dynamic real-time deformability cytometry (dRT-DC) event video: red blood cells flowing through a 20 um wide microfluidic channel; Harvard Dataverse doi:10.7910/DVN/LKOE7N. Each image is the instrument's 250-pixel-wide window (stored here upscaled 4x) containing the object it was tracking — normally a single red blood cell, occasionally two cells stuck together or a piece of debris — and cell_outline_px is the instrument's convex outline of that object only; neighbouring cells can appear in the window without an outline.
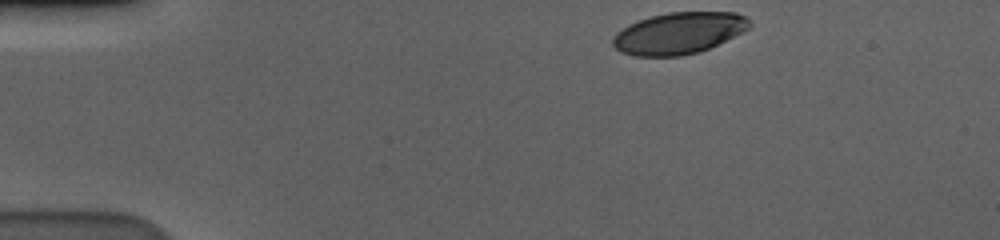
{"species": "human", "species_latin": "Homo sapiens", "temperature_condition": "cold", "stored_images_in_passage": 40, "camera_frame_rate_fps": 3000, "um_per_image_px": 0.085, "donor": {"sex": "male"}, "frame": {"image": 1, "passage_image": 1, "time_ms": 0.0, "image_size_px": [1000, 240], "cell_outline_px": [[752, 24], [748, 28], [700, 52], [680, 56], [632, 56], [620, 52], [612, 44], [612, 40], [616, 32], [628, 24], [652, 16], [668, 12], [736, 12], [748, 16]], "centroid_in_image_um": [57.67, 2.81], "position_along_channel_um": 27.3, "area_um2": 33.06}}
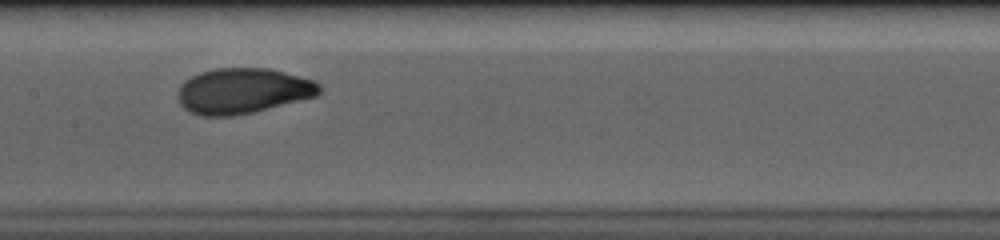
{"frame": {"image": 2, "passage_image": 21, "time_ms": 6.667, "image_size_px": [1000, 240], "cell_outline_px": [[320, 92], [316, 96], [252, 112], [232, 116], [200, 116], [188, 112], [180, 104], [176, 96], [176, 92], [180, 84], [184, 80], [200, 72], [216, 68], [268, 68], [284, 72], [312, 80], [320, 84]], "centroid_in_image_um": [20.56, 7.73], "position_along_channel_um": 186.8, "area_um2": 37.57}}
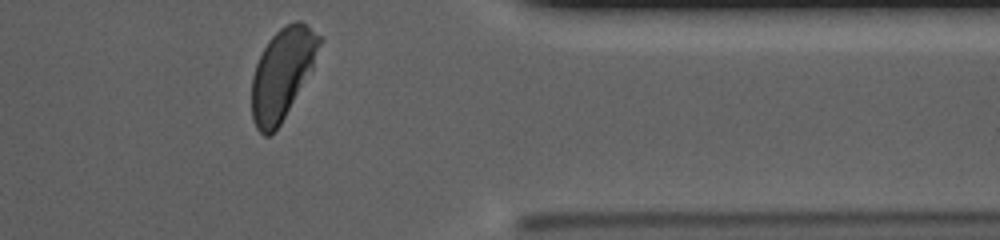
{"frame": {"image": 3, "passage_image": 39, "time_ms": 12.667, "image_size_px": [1000, 240], "cell_outline_px": [[324, 40], [312, 68], [280, 124], [268, 136], [264, 136], [256, 128], [252, 120], [252, 76], [256, 64], [268, 40], [280, 28], [296, 20], [300, 20], [324, 36]], "centroid_in_image_um": [24.01, 6.21], "position_along_channel_um": 387.4, "area_um2": 35.6}, "authors_computed_cell_mechanics": {"area_um2": 36.5585, "velocity_mm_per_s": 3.5737, "shape_relaxation_time_tau1_ms": 3.6063, "shape_relaxation_time_tau2_ms": null, "deformation_change_tau1": 0.1553, "deformation_change_tau2": null}}